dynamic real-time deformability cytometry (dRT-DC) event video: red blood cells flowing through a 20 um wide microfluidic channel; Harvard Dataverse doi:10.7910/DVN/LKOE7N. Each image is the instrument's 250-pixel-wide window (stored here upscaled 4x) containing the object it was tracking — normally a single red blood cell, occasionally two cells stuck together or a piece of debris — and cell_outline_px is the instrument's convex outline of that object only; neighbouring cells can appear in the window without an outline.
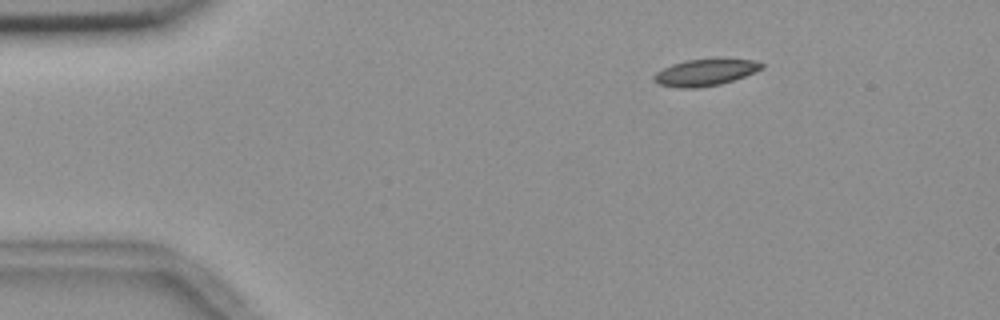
{"species": "common noctule bat (a hibernating species)", "species_latin": "Nyctalus noctula", "temperature_condition": "room temperature", "stored_images_in_passage": 48, "camera_frame_rate_fps": 3000, "um_per_image_px": 0.085, "animal": {"sex": "female", "body_mass_g": 18.4}, "frame": {"image": 1, "passage_image": 1, "time_ms": 0.0, "image_size_px": [1000, 320], "cell_outline_px": [[764, 68], [744, 76], [720, 84], [696, 88], [680, 88], [660, 84], [652, 80], [652, 76], [656, 72], [672, 64], [688, 60], [752, 60], [764, 64]], "centroid_in_image_um": [59.9, 6.18], "position_along_channel_um": 25.1, "area_um2": 16.24}}
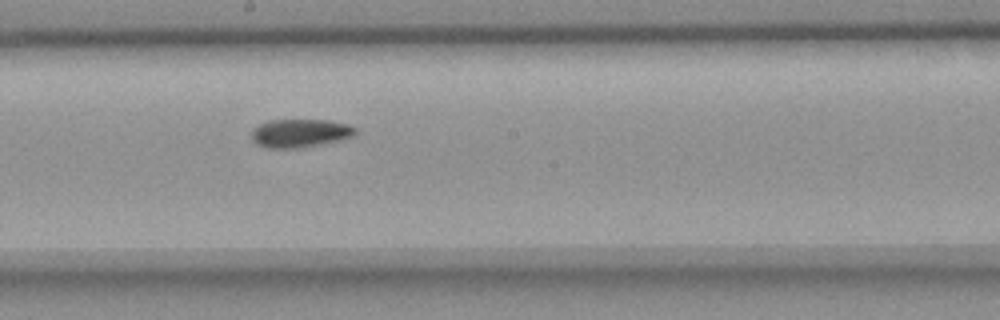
{"frame": {"image": 2, "passage_image": 23, "time_ms": 7.333, "image_size_px": [1000, 320], "cell_outline_px": [[356, 136], [320, 144], [300, 148], [264, 148], [256, 144], [252, 140], [252, 128], [268, 120], [328, 120], [348, 124], [356, 128]], "centroid_in_image_um": [25.49, 11.32], "position_along_channel_um": 222.7, "area_um2": 17.28}}
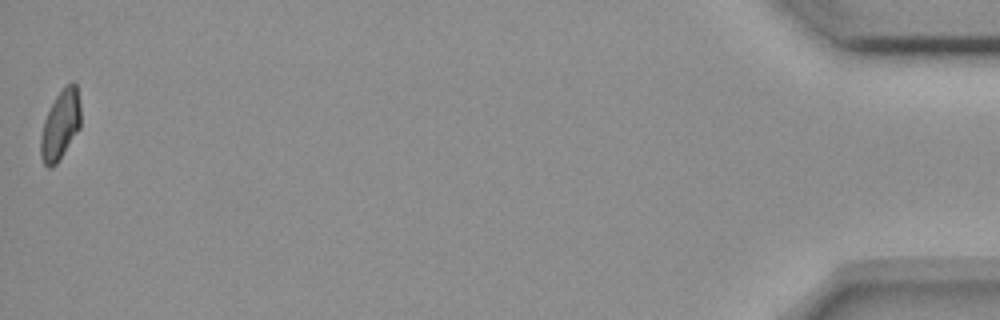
{"frame": {"image": 3, "passage_image": 48, "time_ms": 15.667, "image_size_px": [1000, 320], "cell_outline_px": [[80, 128], [56, 164], [52, 168], [48, 168], [44, 164], [40, 156], [40, 136], [44, 120], [56, 96], [72, 80], [76, 84], [80, 104]], "centroid_in_image_um": [5.12, 10.65], "position_along_channel_um": 430.1, "area_um2": 16.07}, "authors_computed_cell_mechanics": {"area_um2": 17.1955, "velocity_mm_per_s": 3.6356, "shape_relaxation_time_tau1_ms": 8.5642, "shape_relaxation_time_tau2_ms": null, "deformation_change_tau1": 0.1496, "deformation_change_tau2": null}}